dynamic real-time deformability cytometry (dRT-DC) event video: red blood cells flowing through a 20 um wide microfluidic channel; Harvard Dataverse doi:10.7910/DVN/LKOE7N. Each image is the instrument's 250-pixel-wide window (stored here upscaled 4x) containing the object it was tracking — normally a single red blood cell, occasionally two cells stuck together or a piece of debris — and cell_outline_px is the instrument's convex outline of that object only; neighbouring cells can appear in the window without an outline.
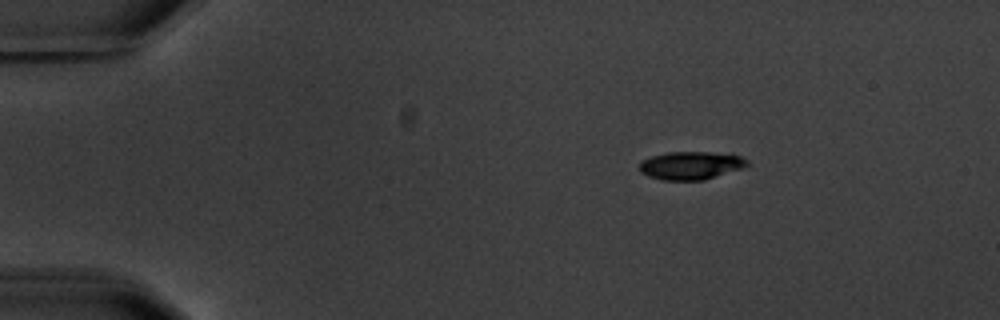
{"species": "common noctule bat (a hibernating species)", "species_latin": "Nyctalus noctula", "temperature_condition": "warm", "stored_images_in_passage": 2, "camera_frame_rate_fps": 3000, "um_per_image_px": 0.085, "animal": {"sex": "male", "body_mass_g": 20.1, "forearm_length_mm": 53.5}, "frame": {"image": 1, "passage_image": 1, "time_ms": 0.0, "image_size_px": [1000, 320], "cell_outline_px": [[748, 164], [744, 168], [704, 180], [664, 180], [648, 176], [640, 172], [640, 160], [652, 156], [668, 152], [712, 152], [740, 156], [748, 160]], "centroid_in_image_um": [58.72, 14.06], "position_along_channel_um": 26.3, "area_um2": 17.63}}